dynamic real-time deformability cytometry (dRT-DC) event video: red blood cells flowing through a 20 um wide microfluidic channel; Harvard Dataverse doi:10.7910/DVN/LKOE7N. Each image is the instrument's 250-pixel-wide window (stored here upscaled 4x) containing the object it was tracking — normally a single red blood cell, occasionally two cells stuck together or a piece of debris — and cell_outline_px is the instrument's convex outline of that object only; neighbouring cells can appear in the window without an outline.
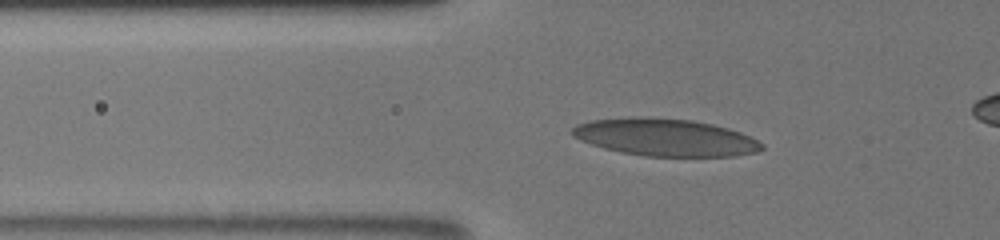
{"species": "human", "species_latin": "Homo sapiens", "temperature_condition": "room temperature", "stored_images_in_passage": 48, "camera_frame_rate_fps": 3000, "um_per_image_px": 0.085, "donor": {"sex": "male"}, "frame": {"image": 1, "passage_image": 14, "time_ms": 5.333, "image_size_px": [1000, 240], "cell_outline_px": [[764, 148], [756, 152], [736, 156], [644, 156], [620, 152], [604, 148], [580, 140], [572, 136], [572, 128], [576, 124], [592, 120], [628, 116], [640, 116], [692, 120], [712, 124], [728, 128], [740, 132], [764, 144]], "centroid_in_image_um": [56.52, 11.67], "position_along_channel_um": 69.3, "area_um2": 41.38}}
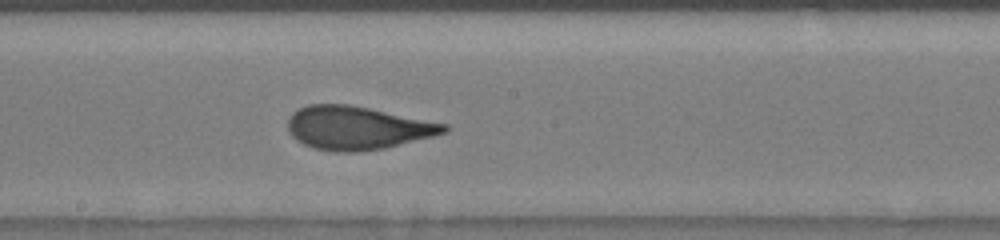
{"frame": {"image": 2, "passage_image": 22, "time_ms": 9.333, "image_size_px": [1000, 240], "cell_outline_px": [[448, 132], [384, 148], [356, 152], [336, 152], [316, 148], [304, 144], [296, 140], [292, 136], [288, 128], [288, 116], [292, 112], [308, 104], [348, 104], [448, 124]], "centroid_in_image_um": [30.34, 10.87], "position_along_channel_um": 217.9, "area_um2": 39.19}}
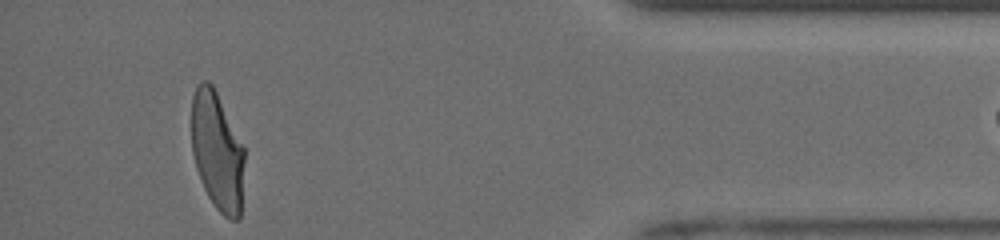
{"frame": {"image": 3, "passage_image": 47, "time_ms": 15.333, "image_size_px": [1000, 240], "cell_outline_px": [[244, 160], [240, 220], [232, 220], [224, 216], [216, 208], [208, 196], [200, 180], [196, 168], [192, 152], [192, 96], [196, 84], [200, 80], [208, 80], [212, 84], [244, 148]], "centroid_in_image_um": [18.45, 12.85], "position_along_channel_um": 416.8, "area_um2": 36.47}}